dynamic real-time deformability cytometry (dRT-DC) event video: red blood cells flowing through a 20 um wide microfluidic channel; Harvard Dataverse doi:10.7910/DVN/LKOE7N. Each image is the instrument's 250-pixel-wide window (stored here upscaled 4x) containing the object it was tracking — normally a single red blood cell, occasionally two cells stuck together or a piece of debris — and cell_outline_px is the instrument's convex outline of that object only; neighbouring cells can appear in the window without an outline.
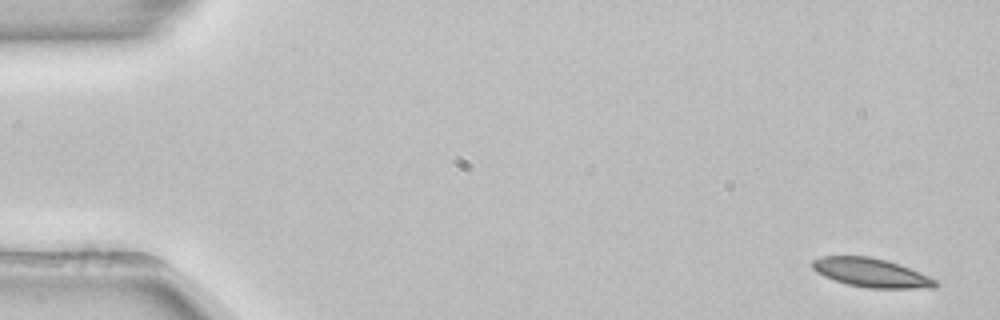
{"species": "common noctule bat (a hibernating species)", "species_latin": "Nyctalus noctula", "temperature_condition": "room temperature", "stored_images_in_passage": 2, "camera_frame_rate_fps": 3000, "um_per_image_px": 0.085, "animal": {"sex": "female", "body_mass_g": 22.7, "forearm_length_mm": 54.2}, "frame": {"image": 1, "passage_image": 1, "time_ms": 0.0, "image_size_px": [1000, 320], "cell_outline_px": [[940, 284], [936, 288], [868, 288], [848, 284], [824, 276], [816, 272], [812, 268], [812, 260], [820, 256], [872, 256], [888, 260], [900, 264], [920, 272], [936, 280]], "centroid_in_image_um": [74.07, 23.17], "position_along_channel_um": 10.9, "area_um2": 20.87}}